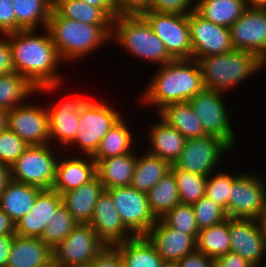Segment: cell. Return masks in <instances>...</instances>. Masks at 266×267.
Segmentation results:
<instances>
[{
	"label": "cell",
	"mask_w": 266,
	"mask_h": 267,
	"mask_svg": "<svg viewBox=\"0 0 266 267\" xmlns=\"http://www.w3.org/2000/svg\"><path fill=\"white\" fill-rule=\"evenodd\" d=\"M47 30L61 60L75 63L111 41L112 25H91L74 21L61 17L53 9Z\"/></svg>",
	"instance_id": "cell-3"
},
{
	"label": "cell",
	"mask_w": 266,
	"mask_h": 267,
	"mask_svg": "<svg viewBox=\"0 0 266 267\" xmlns=\"http://www.w3.org/2000/svg\"><path fill=\"white\" fill-rule=\"evenodd\" d=\"M121 262L119 250L115 246L106 245L85 267H118Z\"/></svg>",
	"instance_id": "cell-46"
},
{
	"label": "cell",
	"mask_w": 266,
	"mask_h": 267,
	"mask_svg": "<svg viewBox=\"0 0 266 267\" xmlns=\"http://www.w3.org/2000/svg\"><path fill=\"white\" fill-rule=\"evenodd\" d=\"M67 154L65 158H61L62 155L59 156L56 178L52 187L60 195L90 182L97 176L96 162L91 156L82 155L81 157L78 154L79 156L69 157Z\"/></svg>",
	"instance_id": "cell-22"
},
{
	"label": "cell",
	"mask_w": 266,
	"mask_h": 267,
	"mask_svg": "<svg viewBox=\"0 0 266 267\" xmlns=\"http://www.w3.org/2000/svg\"><path fill=\"white\" fill-rule=\"evenodd\" d=\"M156 123L148 126L147 153L168 161L171 165L179 158L184 149L186 138L175 128L165 122L160 116Z\"/></svg>",
	"instance_id": "cell-24"
},
{
	"label": "cell",
	"mask_w": 266,
	"mask_h": 267,
	"mask_svg": "<svg viewBox=\"0 0 266 267\" xmlns=\"http://www.w3.org/2000/svg\"><path fill=\"white\" fill-rule=\"evenodd\" d=\"M43 31L38 34L37 29L19 30L6 36L11 45L15 72L26 77L38 92L53 94L66 84L58 71L62 60L49 31L47 28Z\"/></svg>",
	"instance_id": "cell-1"
},
{
	"label": "cell",
	"mask_w": 266,
	"mask_h": 267,
	"mask_svg": "<svg viewBox=\"0 0 266 267\" xmlns=\"http://www.w3.org/2000/svg\"><path fill=\"white\" fill-rule=\"evenodd\" d=\"M162 267H176L174 263H164Z\"/></svg>",
	"instance_id": "cell-58"
},
{
	"label": "cell",
	"mask_w": 266,
	"mask_h": 267,
	"mask_svg": "<svg viewBox=\"0 0 266 267\" xmlns=\"http://www.w3.org/2000/svg\"><path fill=\"white\" fill-rule=\"evenodd\" d=\"M15 235V223L0 208V236Z\"/></svg>",
	"instance_id": "cell-53"
},
{
	"label": "cell",
	"mask_w": 266,
	"mask_h": 267,
	"mask_svg": "<svg viewBox=\"0 0 266 267\" xmlns=\"http://www.w3.org/2000/svg\"><path fill=\"white\" fill-rule=\"evenodd\" d=\"M196 61L201 70L204 89L224 94L266 69V64L258 56L241 50L197 58Z\"/></svg>",
	"instance_id": "cell-4"
},
{
	"label": "cell",
	"mask_w": 266,
	"mask_h": 267,
	"mask_svg": "<svg viewBox=\"0 0 266 267\" xmlns=\"http://www.w3.org/2000/svg\"><path fill=\"white\" fill-rule=\"evenodd\" d=\"M63 203L62 195L53 189H42L31 210L15 224V234L41 238L45 227Z\"/></svg>",
	"instance_id": "cell-21"
},
{
	"label": "cell",
	"mask_w": 266,
	"mask_h": 267,
	"mask_svg": "<svg viewBox=\"0 0 266 267\" xmlns=\"http://www.w3.org/2000/svg\"><path fill=\"white\" fill-rule=\"evenodd\" d=\"M181 203L193 205L205 195L207 178L204 175L183 171L171 165Z\"/></svg>",
	"instance_id": "cell-38"
},
{
	"label": "cell",
	"mask_w": 266,
	"mask_h": 267,
	"mask_svg": "<svg viewBox=\"0 0 266 267\" xmlns=\"http://www.w3.org/2000/svg\"><path fill=\"white\" fill-rule=\"evenodd\" d=\"M196 249L213 259L230 252L229 218L201 229L196 238Z\"/></svg>",
	"instance_id": "cell-37"
},
{
	"label": "cell",
	"mask_w": 266,
	"mask_h": 267,
	"mask_svg": "<svg viewBox=\"0 0 266 267\" xmlns=\"http://www.w3.org/2000/svg\"><path fill=\"white\" fill-rule=\"evenodd\" d=\"M105 191L96 176L90 182L62 194V201L78 223L88 224L92 218L96 201Z\"/></svg>",
	"instance_id": "cell-25"
},
{
	"label": "cell",
	"mask_w": 266,
	"mask_h": 267,
	"mask_svg": "<svg viewBox=\"0 0 266 267\" xmlns=\"http://www.w3.org/2000/svg\"><path fill=\"white\" fill-rule=\"evenodd\" d=\"M89 99L81 95L72 96L55 104H47L49 115L50 144L57 143V150H66L74 141L79 127V114ZM53 139V140H52ZM53 141V142H52ZM61 147V149H60Z\"/></svg>",
	"instance_id": "cell-18"
},
{
	"label": "cell",
	"mask_w": 266,
	"mask_h": 267,
	"mask_svg": "<svg viewBox=\"0 0 266 267\" xmlns=\"http://www.w3.org/2000/svg\"><path fill=\"white\" fill-rule=\"evenodd\" d=\"M12 3L16 15V32L47 28L53 0H12Z\"/></svg>",
	"instance_id": "cell-32"
},
{
	"label": "cell",
	"mask_w": 266,
	"mask_h": 267,
	"mask_svg": "<svg viewBox=\"0 0 266 267\" xmlns=\"http://www.w3.org/2000/svg\"><path fill=\"white\" fill-rule=\"evenodd\" d=\"M149 208L158 220L181 203L174 174L169 171L147 193Z\"/></svg>",
	"instance_id": "cell-35"
},
{
	"label": "cell",
	"mask_w": 266,
	"mask_h": 267,
	"mask_svg": "<svg viewBox=\"0 0 266 267\" xmlns=\"http://www.w3.org/2000/svg\"><path fill=\"white\" fill-rule=\"evenodd\" d=\"M52 249L40 238L15 234L6 267H50Z\"/></svg>",
	"instance_id": "cell-23"
},
{
	"label": "cell",
	"mask_w": 266,
	"mask_h": 267,
	"mask_svg": "<svg viewBox=\"0 0 266 267\" xmlns=\"http://www.w3.org/2000/svg\"><path fill=\"white\" fill-rule=\"evenodd\" d=\"M258 174L241 172L233 181L226 208L228 218H262L266 212V184Z\"/></svg>",
	"instance_id": "cell-10"
},
{
	"label": "cell",
	"mask_w": 266,
	"mask_h": 267,
	"mask_svg": "<svg viewBox=\"0 0 266 267\" xmlns=\"http://www.w3.org/2000/svg\"><path fill=\"white\" fill-rule=\"evenodd\" d=\"M11 45L6 35L0 36V76L14 72Z\"/></svg>",
	"instance_id": "cell-48"
},
{
	"label": "cell",
	"mask_w": 266,
	"mask_h": 267,
	"mask_svg": "<svg viewBox=\"0 0 266 267\" xmlns=\"http://www.w3.org/2000/svg\"><path fill=\"white\" fill-rule=\"evenodd\" d=\"M52 146V144L28 146L11 165V180L41 189H52L60 156Z\"/></svg>",
	"instance_id": "cell-7"
},
{
	"label": "cell",
	"mask_w": 266,
	"mask_h": 267,
	"mask_svg": "<svg viewBox=\"0 0 266 267\" xmlns=\"http://www.w3.org/2000/svg\"><path fill=\"white\" fill-rule=\"evenodd\" d=\"M249 8H266V0H245Z\"/></svg>",
	"instance_id": "cell-55"
},
{
	"label": "cell",
	"mask_w": 266,
	"mask_h": 267,
	"mask_svg": "<svg viewBox=\"0 0 266 267\" xmlns=\"http://www.w3.org/2000/svg\"><path fill=\"white\" fill-rule=\"evenodd\" d=\"M106 246L89 224L78 223L54 249L53 264L58 267H85Z\"/></svg>",
	"instance_id": "cell-11"
},
{
	"label": "cell",
	"mask_w": 266,
	"mask_h": 267,
	"mask_svg": "<svg viewBox=\"0 0 266 267\" xmlns=\"http://www.w3.org/2000/svg\"><path fill=\"white\" fill-rule=\"evenodd\" d=\"M122 117L104 136L96 152L91 156L95 162L133 152L134 140L127 120ZM128 123V124H127ZM133 149V150H132Z\"/></svg>",
	"instance_id": "cell-31"
},
{
	"label": "cell",
	"mask_w": 266,
	"mask_h": 267,
	"mask_svg": "<svg viewBox=\"0 0 266 267\" xmlns=\"http://www.w3.org/2000/svg\"><path fill=\"white\" fill-rule=\"evenodd\" d=\"M171 169V164L147 152L141 156L137 152V162L130 186L148 193Z\"/></svg>",
	"instance_id": "cell-33"
},
{
	"label": "cell",
	"mask_w": 266,
	"mask_h": 267,
	"mask_svg": "<svg viewBox=\"0 0 266 267\" xmlns=\"http://www.w3.org/2000/svg\"><path fill=\"white\" fill-rule=\"evenodd\" d=\"M225 95L222 92L204 89L189 100L199 121L202 122L204 131L224 140L232 149L236 146V133L231 123ZM224 96V97H223Z\"/></svg>",
	"instance_id": "cell-9"
},
{
	"label": "cell",
	"mask_w": 266,
	"mask_h": 267,
	"mask_svg": "<svg viewBox=\"0 0 266 267\" xmlns=\"http://www.w3.org/2000/svg\"><path fill=\"white\" fill-rule=\"evenodd\" d=\"M152 0H114L115 18L119 16H143L151 10Z\"/></svg>",
	"instance_id": "cell-45"
},
{
	"label": "cell",
	"mask_w": 266,
	"mask_h": 267,
	"mask_svg": "<svg viewBox=\"0 0 266 267\" xmlns=\"http://www.w3.org/2000/svg\"><path fill=\"white\" fill-rule=\"evenodd\" d=\"M260 223L263 229L264 238L266 241V212L263 214L262 218L260 219Z\"/></svg>",
	"instance_id": "cell-57"
},
{
	"label": "cell",
	"mask_w": 266,
	"mask_h": 267,
	"mask_svg": "<svg viewBox=\"0 0 266 267\" xmlns=\"http://www.w3.org/2000/svg\"><path fill=\"white\" fill-rule=\"evenodd\" d=\"M38 89L24 76L17 72L0 76V108L10 110L24 104Z\"/></svg>",
	"instance_id": "cell-34"
},
{
	"label": "cell",
	"mask_w": 266,
	"mask_h": 267,
	"mask_svg": "<svg viewBox=\"0 0 266 267\" xmlns=\"http://www.w3.org/2000/svg\"><path fill=\"white\" fill-rule=\"evenodd\" d=\"M77 224L78 222L62 203L54 212V216L51 217L40 239L51 249H54L67 237Z\"/></svg>",
	"instance_id": "cell-39"
},
{
	"label": "cell",
	"mask_w": 266,
	"mask_h": 267,
	"mask_svg": "<svg viewBox=\"0 0 266 267\" xmlns=\"http://www.w3.org/2000/svg\"><path fill=\"white\" fill-rule=\"evenodd\" d=\"M158 116L178 130L186 139L208 135L189 101L169 104L158 112Z\"/></svg>",
	"instance_id": "cell-29"
},
{
	"label": "cell",
	"mask_w": 266,
	"mask_h": 267,
	"mask_svg": "<svg viewBox=\"0 0 266 267\" xmlns=\"http://www.w3.org/2000/svg\"><path fill=\"white\" fill-rule=\"evenodd\" d=\"M118 267H126V266L124 265L123 262H121Z\"/></svg>",
	"instance_id": "cell-59"
},
{
	"label": "cell",
	"mask_w": 266,
	"mask_h": 267,
	"mask_svg": "<svg viewBox=\"0 0 266 267\" xmlns=\"http://www.w3.org/2000/svg\"><path fill=\"white\" fill-rule=\"evenodd\" d=\"M190 26L192 59L226 54L234 50L230 30L212 23L195 11L188 14Z\"/></svg>",
	"instance_id": "cell-16"
},
{
	"label": "cell",
	"mask_w": 266,
	"mask_h": 267,
	"mask_svg": "<svg viewBox=\"0 0 266 267\" xmlns=\"http://www.w3.org/2000/svg\"><path fill=\"white\" fill-rule=\"evenodd\" d=\"M12 0H0V33L7 35L16 32V15Z\"/></svg>",
	"instance_id": "cell-47"
},
{
	"label": "cell",
	"mask_w": 266,
	"mask_h": 267,
	"mask_svg": "<svg viewBox=\"0 0 266 267\" xmlns=\"http://www.w3.org/2000/svg\"><path fill=\"white\" fill-rule=\"evenodd\" d=\"M41 188L11 180L0 195V208L16 224L35 203Z\"/></svg>",
	"instance_id": "cell-27"
},
{
	"label": "cell",
	"mask_w": 266,
	"mask_h": 267,
	"mask_svg": "<svg viewBox=\"0 0 266 267\" xmlns=\"http://www.w3.org/2000/svg\"><path fill=\"white\" fill-rule=\"evenodd\" d=\"M175 265L176 267H214V259L196 250L185 255Z\"/></svg>",
	"instance_id": "cell-49"
},
{
	"label": "cell",
	"mask_w": 266,
	"mask_h": 267,
	"mask_svg": "<svg viewBox=\"0 0 266 267\" xmlns=\"http://www.w3.org/2000/svg\"><path fill=\"white\" fill-rule=\"evenodd\" d=\"M232 150L224 140L213 135L186 139L184 149L173 165L183 171L208 177L217 172V166L221 165L219 163H222L225 154Z\"/></svg>",
	"instance_id": "cell-8"
},
{
	"label": "cell",
	"mask_w": 266,
	"mask_h": 267,
	"mask_svg": "<svg viewBox=\"0 0 266 267\" xmlns=\"http://www.w3.org/2000/svg\"><path fill=\"white\" fill-rule=\"evenodd\" d=\"M241 173H228L227 171H217L208 176L205 186V196L209 197L216 204L220 205L226 212L228 206L229 194L233 181Z\"/></svg>",
	"instance_id": "cell-40"
},
{
	"label": "cell",
	"mask_w": 266,
	"mask_h": 267,
	"mask_svg": "<svg viewBox=\"0 0 266 267\" xmlns=\"http://www.w3.org/2000/svg\"><path fill=\"white\" fill-rule=\"evenodd\" d=\"M230 252L240 255L254 267L266 259V241L260 220L229 218Z\"/></svg>",
	"instance_id": "cell-17"
},
{
	"label": "cell",
	"mask_w": 266,
	"mask_h": 267,
	"mask_svg": "<svg viewBox=\"0 0 266 267\" xmlns=\"http://www.w3.org/2000/svg\"><path fill=\"white\" fill-rule=\"evenodd\" d=\"M214 267H254L240 255L228 252L223 256L214 259Z\"/></svg>",
	"instance_id": "cell-50"
},
{
	"label": "cell",
	"mask_w": 266,
	"mask_h": 267,
	"mask_svg": "<svg viewBox=\"0 0 266 267\" xmlns=\"http://www.w3.org/2000/svg\"><path fill=\"white\" fill-rule=\"evenodd\" d=\"M28 145L8 127L0 132V162L11 165L22 155Z\"/></svg>",
	"instance_id": "cell-43"
},
{
	"label": "cell",
	"mask_w": 266,
	"mask_h": 267,
	"mask_svg": "<svg viewBox=\"0 0 266 267\" xmlns=\"http://www.w3.org/2000/svg\"><path fill=\"white\" fill-rule=\"evenodd\" d=\"M88 224L97 236L109 246L134 237L122 223L113 200L106 191L96 201L92 218Z\"/></svg>",
	"instance_id": "cell-19"
},
{
	"label": "cell",
	"mask_w": 266,
	"mask_h": 267,
	"mask_svg": "<svg viewBox=\"0 0 266 267\" xmlns=\"http://www.w3.org/2000/svg\"><path fill=\"white\" fill-rule=\"evenodd\" d=\"M234 50L247 51L266 64V8H247L229 27Z\"/></svg>",
	"instance_id": "cell-15"
},
{
	"label": "cell",
	"mask_w": 266,
	"mask_h": 267,
	"mask_svg": "<svg viewBox=\"0 0 266 267\" xmlns=\"http://www.w3.org/2000/svg\"><path fill=\"white\" fill-rule=\"evenodd\" d=\"M160 220L167 226L192 235L195 239L199 233L192 205L179 203Z\"/></svg>",
	"instance_id": "cell-41"
},
{
	"label": "cell",
	"mask_w": 266,
	"mask_h": 267,
	"mask_svg": "<svg viewBox=\"0 0 266 267\" xmlns=\"http://www.w3.org/2000/svg\"><path fill=\"white\" fill-rule=\"evenodd\" d=\"M143 17L164 43L173 59H192V44L188 15L149 11Z\"/></svg>",
	"instance_id": "cell-13"
},
{
	"label": "cell",
	"mask_w": 266,
	"mask_h": 267,
	"mask_svg": "<svg viewBox=\"0 0 266 267\" xmlns=\"http://www.w3.org/2000/svg\"><path fill=\"white\" fill-rule=\"evenodd\" d=\"M112 43L133 57L161 67L174 60L143 16H119L112 22Z\"/></svg>",
	"instance_id": "cell-5"
},
{
	"label": "cell",
	"mask_w": 266,
	"mask_h": 267,
	"mask_svg": "<svg viewBox=\"0 0 266 267\" xmlns=\"http://www.w3.org/2000/svg\"><path fill=\"white\" fill-rule=\"evenodd\" d=\"M105 191L111 196L122 223L134 236H145L157 222L149 208L147 193L132 186Z\"/></svg>",
	"instance_id": "cell-12"
},
{
	"label": "cell",
	"mask_w": 266,
	"mask_h": 267,
	"mask_svg": "<svg viewBox=\"0 0 266 267\" xmlns=\"http://www.w3.org/2000/svg\"><path fill=\"white\" fill-rule=\"evenodd\" d=\"M85 3L101 8L112 20L115 19L114 0H80Z\"/></svg>",
	"instance_id": "cell-52"
},
{
	"label": "cell",
	"mask_w": 266,
	"mask_h": 267,
	"mask_svg": "<svg viewBox=\"0 0 266 267\" xmlns=\"http://www.w3.org/2000/svg\"><path fill=\"white\" fill-rule=\"evenodd\" d=\"M120 114L109 102L89 98L80 111L76 137L66 149L78 146L81 156H92L107 132L123 117Z\"/></svg>",
	"instance_id": "cell-6"
},
{
	"label": "cell",
	"mask_w": 266,
	"mask_h": 267,
	"mask_svg": "<svg viewBox=\"0 0 266 267\" xmlns=\"http://www.w3.org/2000/svg\"><path fill=\"white\" fill-rule=\"evenodd\" d=\"M247 8L245 0H196L194 11L214 24L229 28Z\"/></svg>",
	"instance_id": "cell-30"
},
{
	"label": "cell",
	"mask_w": 266,
	"mask_h": 267,
	"mask_svg": "<svg viewBox=\"0 0 266 267\" xmlns=\"http://www.w3.org/2000/svg\"><path fill=\"white\" fill-rule=\"evenodd\" d=\"M192 207L199 230L217 225L228 219L225 210L205 195Z\"/></svg>",
	"instance_id": "cell-42"
},
{
	"label": "cell",
	"mask_w": 266,
	"mask_h": 267,
	"mask_svg": "<svg viewBox=\"0 0 266 267\" xmlns=\"http://www.w3.org/2000/svg\"><path fill=\"white\" fill-rule=\"evenodd\" d=\"M137 162L135 151L96 162V174L105 190L130 186Z\"/></svg>",
	"instance_id": "cell-26"
},
{
	"label": "cell",
	"mask_w": 266,
	"mask_h": 267,
	"mask_svg": "<svg viewBox=\"0 0 266 267\" xmlns=\"http://www.w3.org/2000/svg\"><path fill=\"white\" fill-rule=\"evenodd\" d=\"M141 93L142 105L158 113L165 106L189 101L204 90L201 70L195 59H174L158 67Z\"/></svg>",
	"instance_id": "cell-2"
},
{
	"label": "cell",
	"mask_w": 266,
	"mask_h": 267,
	"mask_svg": "<svg viewBox=\"0 0 266 267\" xmlns=\"http://www.w3.org/2000/svg\"><path fill=\"white\" fill-rule=\"evenodd\" d=\"M114 246L126 267H162L165 263L146 236H134Z\"/></svg>",
	"instance_id": "cell-28"
},
{
	"label": "cell",
	"mask_w": 266,
	"mask_h": 267,
	"mask_svg": "<svg viewBox=\"0 0 266 267\" xmlns=\"http://www.w3.org/2000/svg\"><path fill=\"white\" fill-rule=\"evenodd\" d=\"M10 181H11L10 167L0 162V195L6 189Z\"/></svg>",
	"instance_id": "cell-54"
},
{
	"label": "cell",
	"mask_w": 266,
	"mask_h": 267,
	"mask_svg": "<svg viewBox=\"0 0 266 267\" xmlns=\"http://www.w3.org/2000/svg\"><path fill=\"white\" fill-rule=\"evenodd\" d=\"M44 106L32 100L7 112V127L28 146L50 144L49 115Z\"/></svg>",
	"instance_id": "cell-14"
},
{
	"label": "cell",
	"mask_w": 266,
	"mask_h": 267,
	"mask_svg": "<svg viewBox=\"0 0 266 267\" xmlns=\"http://www.w3.org/2000/svg\"><path fill=\"white\" fill-rule=\"evenodd\" d=\"M195 3L196 0H152L150 11L188 15L195 10Z\"/></svg>",
	"instance_id": "cell-44"
},
{
	"label": "cell",
	"mask_w": 266,
	"mask_h": 267,
	"mask_svg": "<svg viewBox=\"0 0 266 267\" xmlns=\"http://www.w3.org/2000/svg\"><path fill=\"white\" fill-rule=\"evenodd\" d=\"M7 110L0 108V132L7 127Z\"/></svg>",
	"instance_id": "cell-56"
},
{
	"label": "cell",
	"mask_w": 266,
	"mask_h": 267,
	"mask_svg": "<svg viewBox=\"0 0 266 267\" xmlns=\"http://www.w3.org/2000/svg\"><path fill=\"white\" fill-rule=\"evenodd\" d=\"M14 235L0 236V267H6Z\"/></svg>",
	"instance_id": "cell-51"
},
{
	"label": "cell",
	"mask_w": 266,
	"mask_h": 267,
	"mask_svg": "<svg viewBox=\"0 0 266 267\" xmlns=\"http://www.w3.org/2000/svg\"><path fill=\"white\" fill-rule=\"evenodd\" d=\"M165 263H176L185 255L195 252L196 239L165 225L160 219L145 235Z\"/></svg>",
	"instance_id": "cell-20"
},
{
	"label": "cell",
	"mask_w": 266,
	"mask_h": 267,
	"mask_svg": "<svg viewBox=\"0 0 266 267\" xmlns=\"http://www.w3.org/2000/svg\"><path fill=\"white\" fill-rule=\"evenodd\" d=\"M53 9L61 17L91 25H112L113 22L101 8L80 0H53Z\"/></svg>",
	"instance_id": "cell-36"
}]
</instances>
